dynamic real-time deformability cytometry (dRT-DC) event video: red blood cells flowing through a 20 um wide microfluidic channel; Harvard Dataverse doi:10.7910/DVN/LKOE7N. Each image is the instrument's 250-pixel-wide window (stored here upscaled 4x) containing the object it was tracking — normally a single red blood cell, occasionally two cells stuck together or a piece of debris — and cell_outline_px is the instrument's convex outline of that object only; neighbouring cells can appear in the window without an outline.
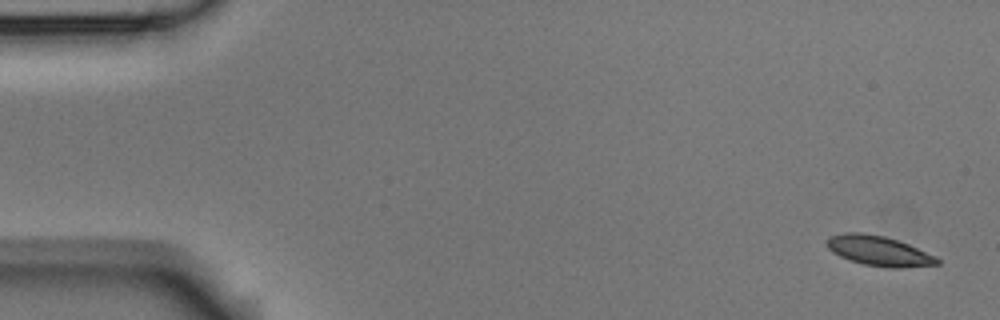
{"species": "Egyptian fruit bat (a non-hibernating species)", "species_latin": "Rousettus aegyptiacus", "temperature_condition": "room temperature", "stored_images_in_passage": 8, "camera_frame_rate_fps": 3000, "um_per_image_px": 0.085, "animal": {"sex": "male"}, "frame": {"image": 1, "passage_image": 1, "time_ms": 0.0, "image_size_px": [1000, 320], "cell_outline_px": [[940, 264], [900, 268], [888, 268], [864, 264], [840, 256], [832, 252], [828, 248], [824, 240], [828, 236], [844, 232], [864, 232], [884, 236], [908, 244], [936, 256], [940, 260]], "centroid_in_image_um": [74.67, 21.31], "position_along_channel_um": 10.3, "area_um2": 19.36}}
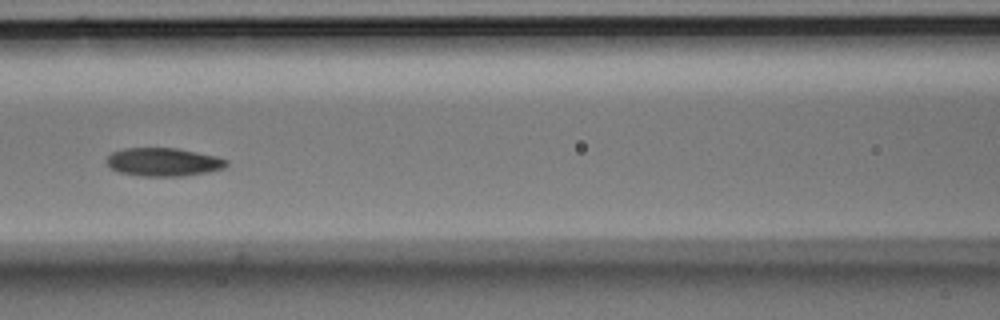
{"frame": {"image": 2, "passage_image": 6, "time_ms": 1.667, "image_size_px": [1000, 320], "cell_outline_px": [[228, 164], [224, 168], [208, 172], [184, 176], [140, 176], [120, 172], [112, 168], [104, 160], [112, 152], [124, 148], [176, 148], [216, 156], [228, 160]], "centroid_in_image_um": [13.89, 13.77], "position_along_channel_um": 152.7, "area_um2": 19.77}}
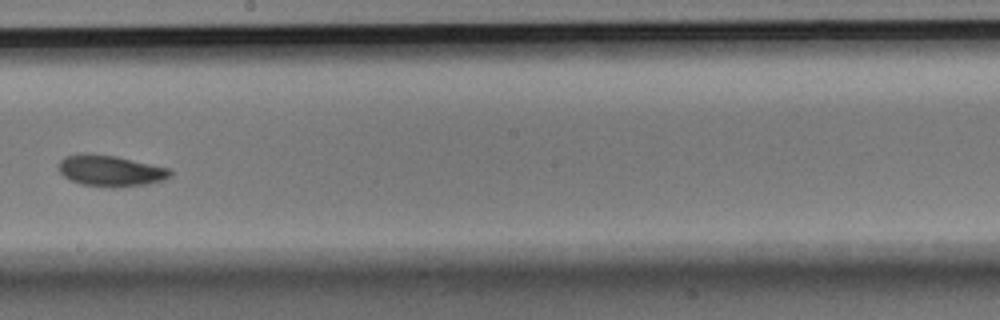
{"frame": {"image": 3, "passage_image": 8, "time_ms": 2.333, "image_size_px": [1000, 320], "cell_outline_px": [[172, 176], [164, 180], [148, 184], [116, 188], [112, 188], [80, 184], [64, 176], [60, 172], [60, 160], [64, 156], [80, 152], [92, 152], [116, 156], [172, 168]], "centroid_in_image_um": [9.43, 14.5], "position_along_channel_um": 238.8, "area_um2": 20.81}}